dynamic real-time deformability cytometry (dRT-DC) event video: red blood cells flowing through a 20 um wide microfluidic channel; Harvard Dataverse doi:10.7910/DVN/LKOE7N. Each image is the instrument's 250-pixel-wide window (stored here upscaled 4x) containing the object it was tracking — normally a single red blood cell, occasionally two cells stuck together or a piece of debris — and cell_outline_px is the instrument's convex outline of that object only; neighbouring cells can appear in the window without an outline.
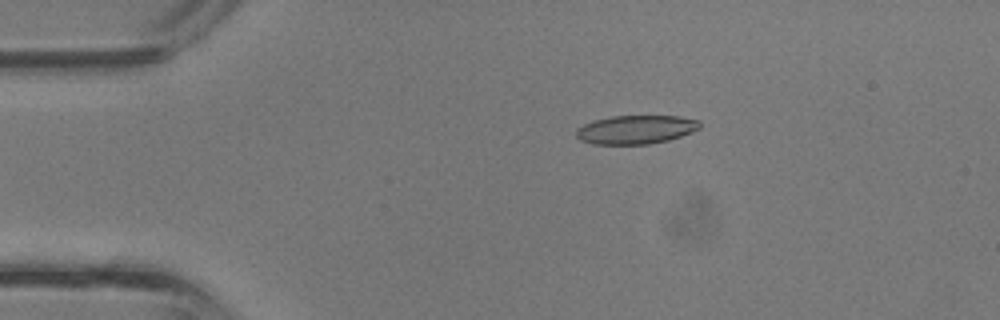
{"species": "common noctule bat (a hibernating species)", "species_latin": "Nyctalus noctula", "temperature_condition": "room temperature", "stored_images_in_passage": 37, "camera_frame_rate_fps": 3000, "um_per_image_px": 0.085, "animal": {"sex": "male", "body_mass_g": 13.3}, "frame": {"image": 1, "passage_image": 7, "time_ms": 2.0, "image_size_px": [1000, 320], "cell_outline_px": [[700, 128], [692, 132], [668, 140], [648, 144], [592, 144], [580, 140], [576, 136], [576, 128], [592, 120], [612, 116], [680, 116], [700, 120]], "centroid_in_image_um": [54.03, 11.01], "position_along_channel_um": 31.0, "area_um2": 20.75}}
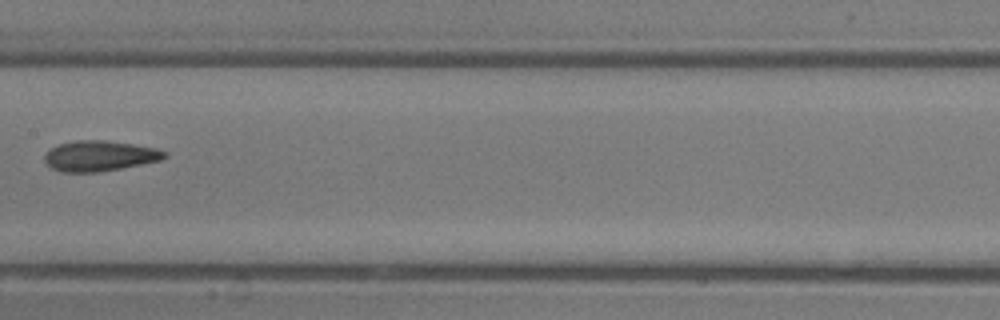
{"frame": {"image": 2, "passage_image": 19, "time_ms": 6.0, "image_size_px": [1000, 320], "cell_outline_px": [[168, 156], [160, 160], [120, 168], [96, 172], [60, 172], [52, 168], [44, 160], [44, 156], [52, 148], [60, 144], [76, 140], [104, 140], [132, 144], [156, 148], [164, 152]], "centroid_in_image_um": [8.45, 13.25], "position_along_channel_um": 199.0, "area_um2": 20.92}}
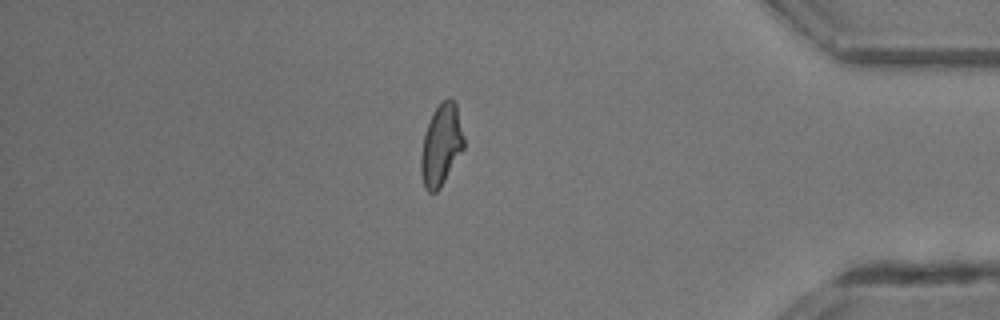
{"frame": {"image": 3, "passage_image": 32, "time_ms": 10.333, "image_size_px": [1000, 320], "cell_outline_px": [[464, 148], [440, 188], [436, 192], [428, 192], [424, 188], [420, 172], [420, 156], [424, 136], [432, 112], [448, 96], [456, 104], [464, 136]], "centroid_in_image_um": [37.49, 12.35], "position_along_channel_um": 397.7, "area_um2": 20.29}}